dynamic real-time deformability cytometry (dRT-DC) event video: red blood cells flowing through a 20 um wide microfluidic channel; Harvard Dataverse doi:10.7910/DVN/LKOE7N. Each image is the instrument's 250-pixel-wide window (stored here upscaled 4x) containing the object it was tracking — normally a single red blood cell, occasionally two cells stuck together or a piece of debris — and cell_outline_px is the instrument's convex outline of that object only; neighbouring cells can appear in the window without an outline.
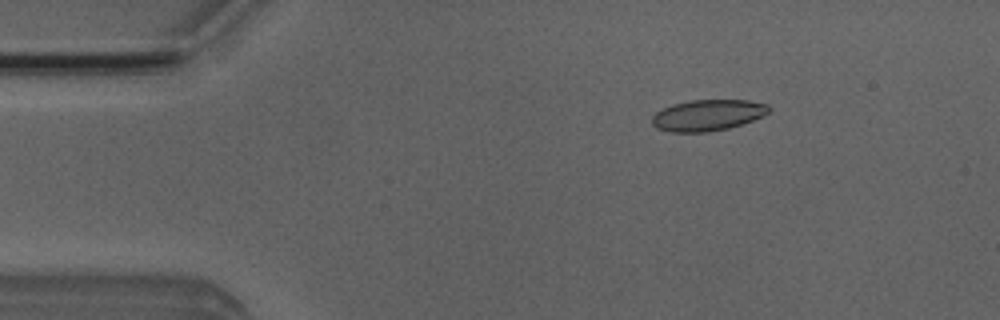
{"species": "Egyptian fruit bat (a non-hibernating species)", "species_latin": "Rousettus aegyptiacus", "temperature_condition": "room temperature", "stored_images_in_passage": 47, "camera_frame_rate_fps": 3000, "um_per_image_px": 0.085, "animal": {"sex": "male"}, "frame": {"image": 1, "passage_image": 4, "time_ms": 1.0, "image_size_px": [1000, 320], "cell_outline_px": [[772, 108], [764, 116], [728, 128], [708, 132], [672, 132], [656, 128], [652, 124], [652, 116], [656, 112], [672, 104], [692, 100], [748, 100], [768, 104]], "centroid_in_image_um": [60.16, 9.79], "position_along_channel_um": 24.8, "area_um2": 21.21}}
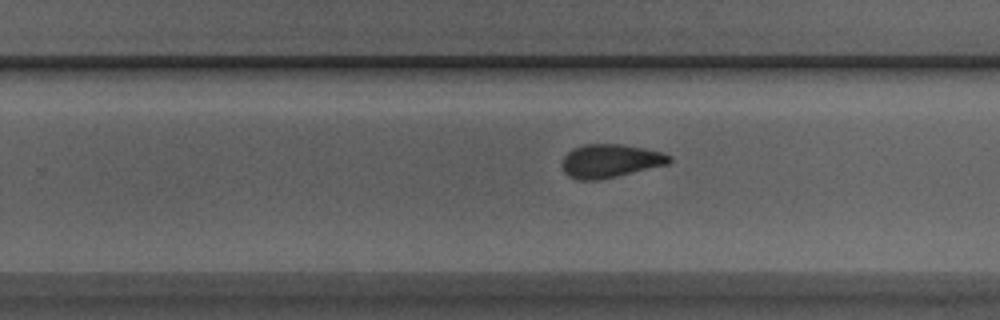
{"frame": {"image": 2, "passage_image": 28, "time_ms": 9.0, "image_size_px": [1000, 320], "cell_outline_px": [[672, 160], [668, 164], [616, 176], [596, 180], [576, 180], [568, 176], [564, 172], [564, 156], [572, 148], [584, 144], [624, 144], [644, 148], [660, 152], [672, 156]], "centroid_in_image_um": [51.87, 13.67], "position_along_channel_um": 277.9, "area_um2": 20.75}}
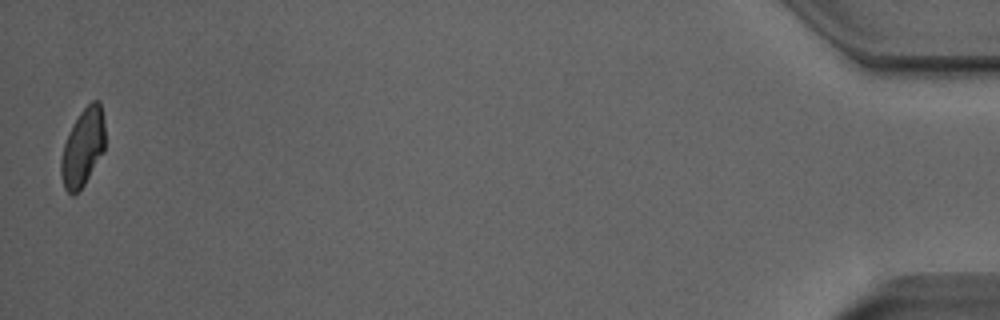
{"frame": {"image": 3, "passage_image": 47, "time_ms": 15.333, "image_size_px": [1000, 320], "cell_outline_px": [[104, 152], [84, 184], [72, 196], [64, 188], [60, 172], [60, 160], [64, 144], [80, 112], [92, 100], [100, 100], [104, 120]], "centroid_in_image_um": [7.05, 12.54], "position_along_channel_um": 428.2, "area_um2": 19.71}, "authors_computed_cell_mechanics": {"area_um2": 21.097, "velocity_mm_per_s": 3.959, "shape_relaxation_time_tau1_ms": 4.6734, "shape_relaxation_time_tau2_ms": 1.5648, "deformation_change_tau1": 0.1318, "deformation_change_tau2": 0.0818}}